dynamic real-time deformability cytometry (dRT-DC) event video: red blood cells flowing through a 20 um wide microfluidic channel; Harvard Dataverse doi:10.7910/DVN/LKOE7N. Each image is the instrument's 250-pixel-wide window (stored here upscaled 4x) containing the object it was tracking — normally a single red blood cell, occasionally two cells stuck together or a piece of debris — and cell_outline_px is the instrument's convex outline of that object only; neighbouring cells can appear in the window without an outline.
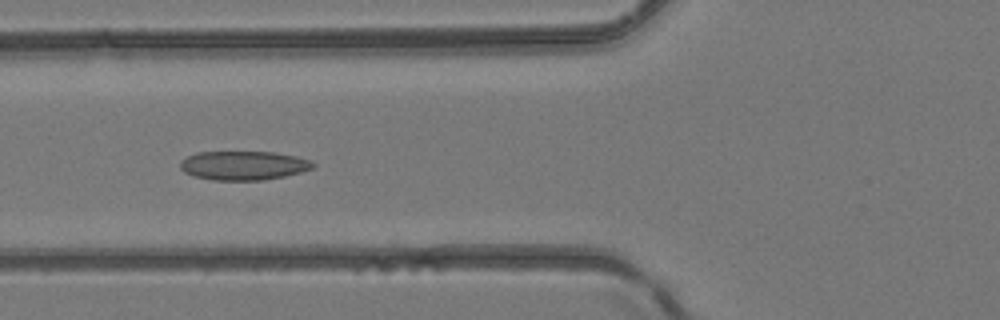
{"species": "common noctule bat (a hibernating species)", "species_latin": "Nyctalus noctula", "temperature_condition": "room temperature", "stored_images_in_passage": 8, "camera_frame_rate_fps": 3000, "um_per_image_px": 0.085, "animal": {"sex": "female", "body_mass_g": 24.6, "forearm_length_mm": 56.2}, "frame": {"image": 1, "passage_image": 8, "time_ms": 8.333, "image_size_px": [1000, 320], "cell_outline_px": [[316, 164], [312, 168], [300, 172], [284, 176], [264, 180], [212, 180], [192, 176], [184, 172], [180, 168], [180, 160], [196, 152], [272, 152], [296, 156], [312, 160]], "centroid_in_image_um": [20.68, 14.06], "position_along_channel_um": 105.1, "area_um2": 22.54}}